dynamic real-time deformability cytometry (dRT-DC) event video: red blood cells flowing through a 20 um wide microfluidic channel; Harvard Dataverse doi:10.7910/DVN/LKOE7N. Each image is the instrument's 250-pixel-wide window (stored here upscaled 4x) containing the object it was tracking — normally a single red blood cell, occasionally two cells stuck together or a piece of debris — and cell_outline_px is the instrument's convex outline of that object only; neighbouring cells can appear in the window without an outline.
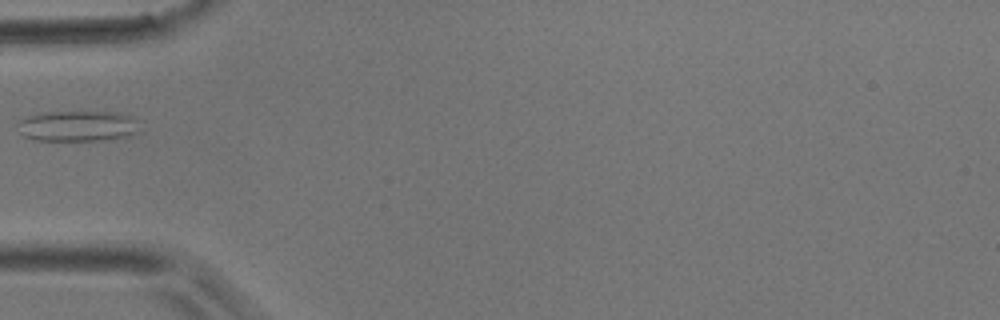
{"species": "common noctule bat (a hibernating species)", "species_latin": "Nyctalus noctula", "temperature_condition": "room temperature", "stored_images_in_passage": 2, "camera_frame_rate_fps": 3000, "um_per_image_px": 0.085, "animal": {"sex": "male", "body_mass_g": 17.9}, "frame": {"image": 1, "passage_image": 2, "time_ms": 0.333, "image_size_px": [1000, 320], "cell_outline_px": [[136, 132], [128, 136], [104, 140], [36, 140], [20, 136], [16, 124], [20, 120], [28, 116], [44, 112], [120, 112], [132, 116], [136, 120]], "centroid_in_image_um": [6.54, 10.71], "position_along_channel_um": 78.5, "area_um2": 21.85}}